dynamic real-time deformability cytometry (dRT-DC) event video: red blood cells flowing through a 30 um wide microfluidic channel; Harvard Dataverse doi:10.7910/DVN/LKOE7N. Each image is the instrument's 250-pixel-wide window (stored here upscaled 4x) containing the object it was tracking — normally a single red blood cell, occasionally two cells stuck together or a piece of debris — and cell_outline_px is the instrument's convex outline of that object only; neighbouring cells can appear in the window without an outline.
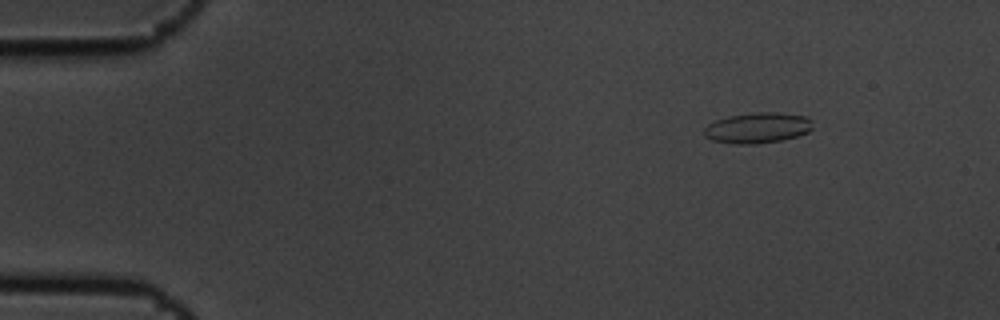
{"species": "common noctule bat (a hibernating species)", "species_latin": "Nyctalus noctula", "temperature_condition": "cold", "stored_images_in_passage": 5, "camera_frame_rate_fps": 3000, "um_per_image_px": 0.085, "animal": {"sex": "male", "body_mass_g": 19.5, "forearm_length_mm": 54.6}, "frame": {"image": 1, "passage_image": 2, "time_ms": 0.333, "image_size_px": [1000, 320], "cell_outline_px": [[812, 128], [808, 132], [796, 136], [780, 140], [756, 144], [736, 144], [712, 140], [704, 136], [704, 128], [708, 124], [716, 120], [728, 116], [752, 112], [776, 112], [804, 116], [812, 120]], "centroid_in_image_um": [64.37, 10.86], "position_along_channel_um": 20.6, "area_um2": 19.36}}